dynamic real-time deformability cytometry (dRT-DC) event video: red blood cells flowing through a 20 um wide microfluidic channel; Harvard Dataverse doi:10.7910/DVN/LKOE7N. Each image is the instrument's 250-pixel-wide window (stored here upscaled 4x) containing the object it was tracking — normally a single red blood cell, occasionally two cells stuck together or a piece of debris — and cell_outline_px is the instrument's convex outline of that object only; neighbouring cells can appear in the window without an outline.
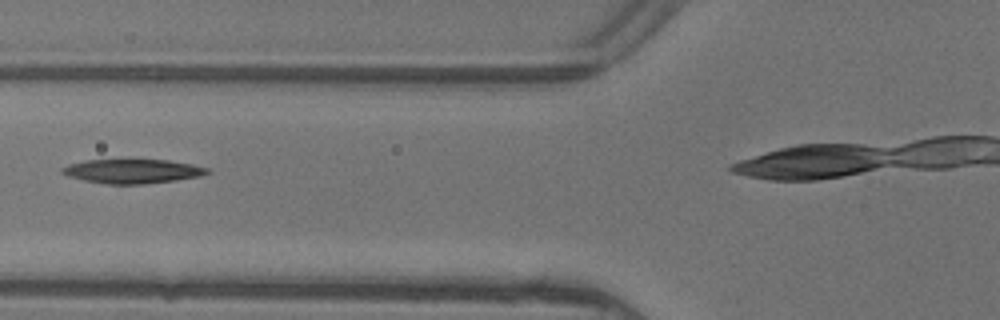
{"species": "common noctule bat (a hibernating species)", "species_latin": "Nyctalus noctula", "temperature_condition": "warm", "stored_images_in_passage": 5, "segment_of_instrument_passage": [1, 2], "camera_frame_rate_fps": 3000, "um_per_image_px": 0.085, "animal": {"sex": "female"}, "frame": {"image": 1, "passage_image": 3, "time_ms": 0.667, "image_size_px": [1000, 320], "cell_outline_px": [[212, 172], [200, 176], [176, 180], [144, 184], [108, 184], [84, 180], [68, 176], [60, 172], [60, 168], [68, 164], [88, 160], [168, 160], [192, 164], [208, 168]], "centroid_in_image_um": [11.26, 14.55], "position_along_channel_um": 114.5, "area_um2": 20.4}}
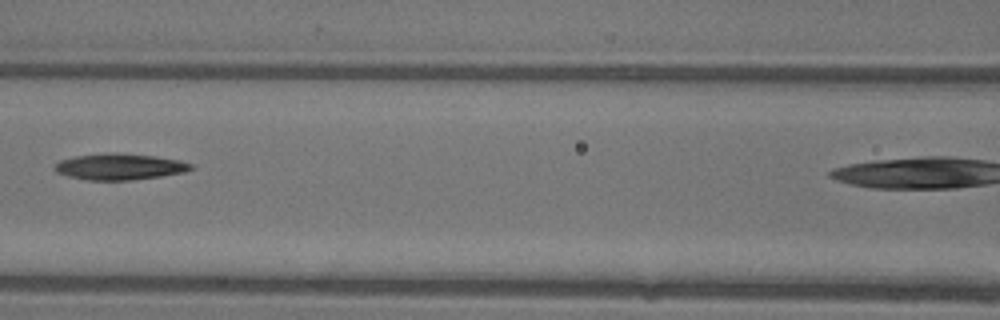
{"frame": {"image": 2, "passage_image": 4, "time_ms": 1.0, "image_size_px": [1000, 320], "cell_outline_px": [[196, 168], [184, 172], [160, 176], [132, 180], [84, 180], [68, 176], [56, 172], [56, 164], [60, 160], [76, 156], [108, 152], [116, 152], [156, 156], [180, 160], [192, 164]], "centroid_in_image_um": [10.2, 14.16], "position_along_channel_um": 156.4, "area_um2": 20.92}}